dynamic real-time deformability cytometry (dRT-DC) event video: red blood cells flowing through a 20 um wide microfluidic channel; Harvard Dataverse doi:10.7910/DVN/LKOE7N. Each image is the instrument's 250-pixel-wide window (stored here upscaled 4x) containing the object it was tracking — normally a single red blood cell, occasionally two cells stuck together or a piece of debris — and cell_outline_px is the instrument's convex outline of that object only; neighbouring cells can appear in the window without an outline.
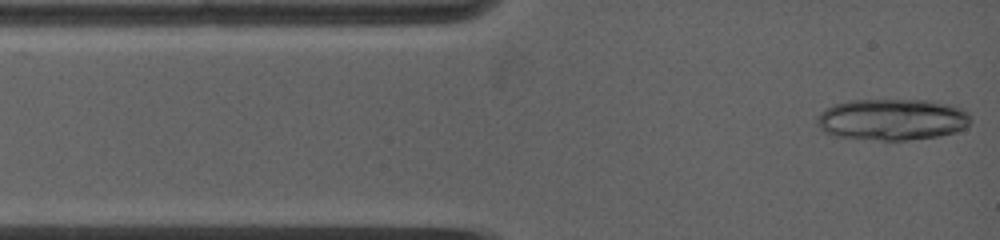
{"species": "common noctule bat (a hibernating species)", "species_latin": "Nyctalus noctula", "temperature_condition": "warm", "stored_images_in_passage": 3, "camera_frame_rate_fps": 5000, "um_per_image_px": 0.085, "animal": {"sex": "female", "body_mass_g": 19.0, "forearm_length_mm": 53.3}, "frame": {"image": 1, "passage_image": 1, "time_ms": 0.0, "image_size_px": [1000, 240], "cell_outline_px": [[972, 120], [964, 128], [952, 132], [936, 136], [908, 140], [884, 140], [832, 136], [824, 132], [816, 124], [816, 116], [820, 112], [836, 104], [848, 100], [928, 100], [948, 104], [960, 108], [968, 112]], "centroid_in_image_um": [75.8, 10.15], "position_along_channel_um": 9.2, "area_um2": 37.05}}